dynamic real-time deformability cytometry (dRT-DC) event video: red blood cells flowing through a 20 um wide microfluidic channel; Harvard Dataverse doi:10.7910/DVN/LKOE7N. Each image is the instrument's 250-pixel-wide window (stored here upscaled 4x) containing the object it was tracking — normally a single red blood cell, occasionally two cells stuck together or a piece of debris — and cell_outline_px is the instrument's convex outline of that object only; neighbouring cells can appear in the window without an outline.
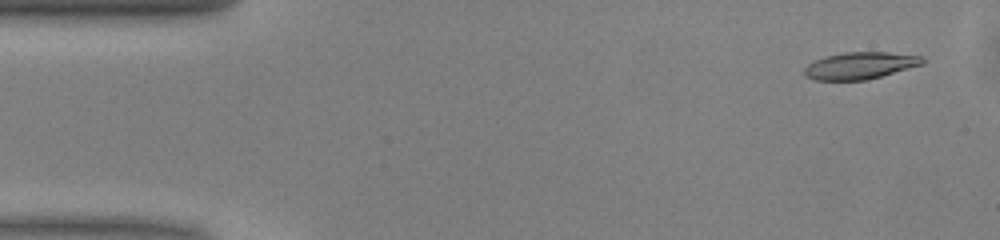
{"species": "common noctule bat (a hibernating species)", "species_latin": "Nyctalus noctula", "temperature_condition": "warm", "stored_images_in_passage": 50, "camera_frame_rate_fps": 3000, "um_per_image_px": 0.085, "animal": {"sex": "male", "body_mass_g": 13.0, "forearm_length_mm": 53.1}, "frame": {"image": 1, "passage_image": 3, "time_ms": 0.667, "image_size_px": [1000, 240], "cell_outline_px": [[928, 60], [924, 64], [880, 76], [864, 80], [812, 80], [804, 76], [804, 68], [808, 64], [824, 56], [844, 52], [888, 52], [924, 56]], "centroid_in_image_um": [73.12, 5.57], "position_along_channel_um": 11.9, "area_um2": 18.73}}
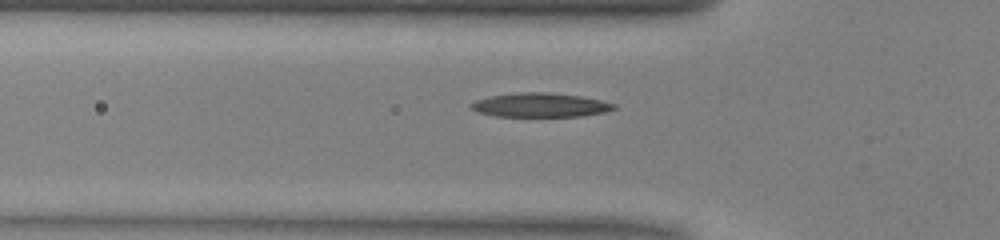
{"frame": {"image": 2, "passage_image": 16, "time_ms": 5.0, "image_size_px": [1000, 240], "cell_outline_px": [[616, 108], [604, 112], [580, 116], [496, 116], [480, 112], [472, 108], [468, 104], [476, 100], [488, 96], [516, 92], [544, 92], [580, 96], [600, 100], [616, 104]], "centroid_in_image_um": [45.9, 8.92], "position_along_channel_um": 79.9, "area_um2": 19.88}}
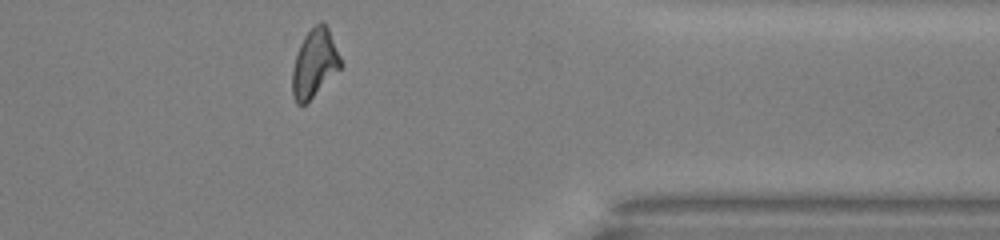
{"frame": {"image": 3, "passage_image": 40, "time_ms": 13.0, "image_size_px": [1000, 240], "cell_outline_px": [[344, 64], [304, 104], [296, 104], [292, 96], [292, 68], [300, 44], [304, 36], [320, 20], [324, 20], [328, 28]], "centroid_in_image_um": [26.73, 5.34], "position_along_channel_um": 384.7, "area_um2": 18.96}, "authors_computed_cell_mechanics": {"area_um2": 19.3341, "velocity_mm_per_s": 4.071, "shape_relaxation_time_tau1_ms": 6.4825, "shape_relaxation_time_tau2_ms": 6.9454, "deformation_change_tau1": 0.1967, "deformation_change_tau2": 0.1586}}